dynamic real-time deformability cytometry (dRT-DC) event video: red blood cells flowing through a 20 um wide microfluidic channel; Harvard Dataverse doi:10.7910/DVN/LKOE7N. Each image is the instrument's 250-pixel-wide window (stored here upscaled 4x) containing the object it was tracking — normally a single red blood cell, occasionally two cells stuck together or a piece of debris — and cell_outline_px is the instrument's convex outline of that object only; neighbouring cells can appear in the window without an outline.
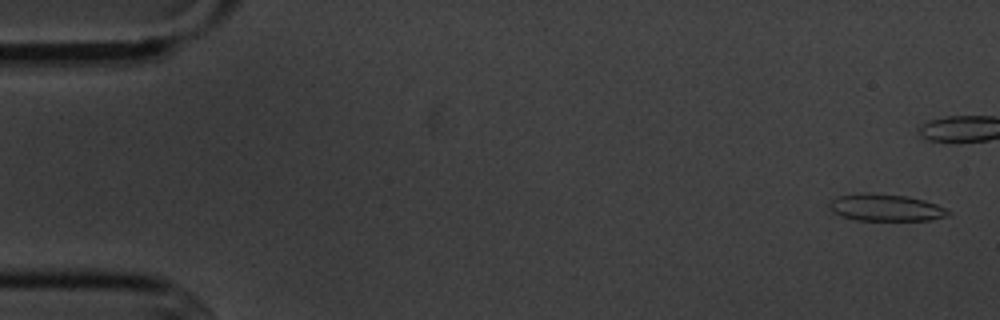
{"species": "common noctule bat (a hibernating species)", "species_latin": "Nyctalus noctula", "temperature_condition": "cold", "stored_images_in_passage": 6, "camera_frame_rate_fps": 3000, "um_per_image_px": 0.085, "animal": {"sex": "male", "body_mass_g": 20.1, "forearm_length_mm": 53.5}, "frame": {"image": 1, "passage_image": 1, "time_ms": 0.0, "image_size_px": [1000, 320], "cell_outline_px": [[952, 212], [948, 216], [932, 220], [856, 220], [832, 212], [828, 208], [828, 204], [832, 200], [840, 196], [864, 192], [868, 192], [908, 196], [924, 200], [936, 204]], "centroid_in_image_um": [75.3, 17.64], "position_along_channel_um": 9.7, "area_um2": 18.73}}